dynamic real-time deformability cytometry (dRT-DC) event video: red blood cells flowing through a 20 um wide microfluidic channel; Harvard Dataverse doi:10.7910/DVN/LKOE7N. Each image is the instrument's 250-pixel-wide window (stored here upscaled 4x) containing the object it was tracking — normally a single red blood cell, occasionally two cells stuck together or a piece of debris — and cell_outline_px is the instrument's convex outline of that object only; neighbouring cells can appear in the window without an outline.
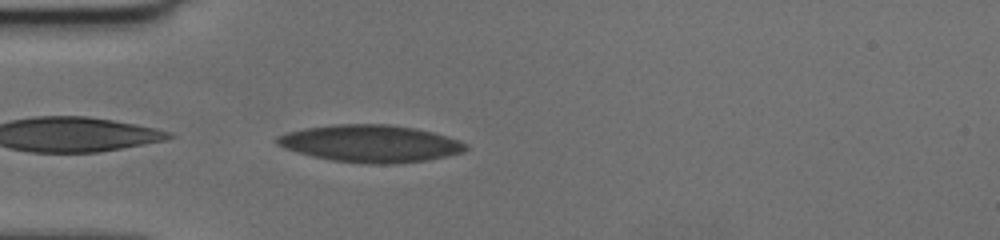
{"species": "human", "species_latin": "Homo sapiens", "temperature_condition": "cold", "stored_images_in_passage": 41, "camera_frame_rate_fps": 3000, "um_per_image_px": 0.085, "donor": {"sex": "female"}, "frame": {"image": 1, "passage_image": 1, "time_ms": 0.0, "image_size_px": [1000, 240], "cell_outline_px": [[468, 148], [464, 152], [448, 156], [428, 160], [396, 164], [368, 164], [332, 160], [312, 156], [284, 148], [276, 144], [276, 136], [288, 132], [304, 128], [336, 124], [388, 124], [412, 128], [432, 132], [460, 140], [468, 144]], "centroid_in_image_um": [31.51, 12.21], "position_along_channel_um": 53.5, "area_um2": 41.04}}
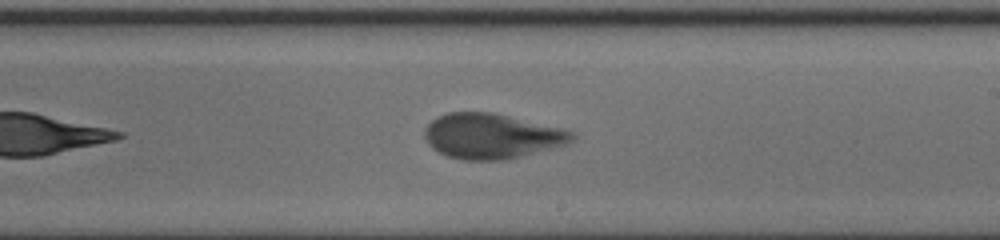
{"frame": {"image": 2, "passage_image": 18, "time_ms": 5.667, "image_size_px": [1000, 240], "cell_outline_px": [[576, 136], [572, 140], [564, 144], [552, 148], [508, 160], [460, 160], [444, 156], [432, 148], [428, 144], [424, 136], [424, 128], [436, 116], [448, 112], [492, 112], [560, 128], [572, 132]], "centroid_in_image_um": [41.72, 11.58], "position_along_channel_um": 247.3, "area_um2": 38.84}}
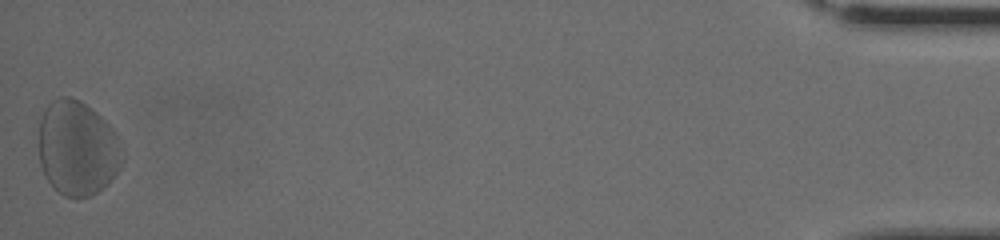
{"frame": {"image": 3, "passage_image": 41, "time_ms": 13.333, "image_size_px": [1000, 240], "cell_outline_px": [[124, 160], [120, 168], [108, 184], [92, 196], [64, 196], [44, 176], [40, 164], [40, 120], [44, 108], [52, 100], [60, 96], [72, 96], [80, 100], [96, 112], [116, 132], [124, 156]], "centroid_in_image_um": [6.6, 12.58], "position_along_channel_um": 428.6, "area_um2": 46.24}, "authors_computed_cell_mechanics": {"area_um2": 39.7664, "velocity_mm_per_s": 3.595, "shape_relaxation_time_tau1_ms": 2.9627, "shape_relaxation_time_tau2_ms": 0.8641, "deformation_change_tau1": 0.1331, "deformation_change_tau2": 0.0679}}